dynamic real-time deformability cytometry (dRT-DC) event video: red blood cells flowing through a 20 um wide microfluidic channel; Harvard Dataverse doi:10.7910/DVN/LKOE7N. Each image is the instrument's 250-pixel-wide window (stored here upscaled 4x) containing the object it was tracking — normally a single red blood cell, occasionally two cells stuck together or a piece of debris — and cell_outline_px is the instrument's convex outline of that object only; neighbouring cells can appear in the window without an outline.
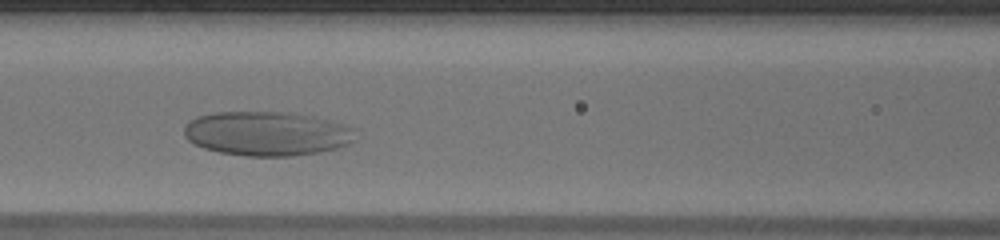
{"species": "human", "species_latin": "Homo sapiens", "temperature_condition": "warm", "stored_images_in_passage": 34, "camera_frame_rate_fps": 3000, "um_per_image_px": 0.085, "donor": {"sex": "male"}, "frame": {"image": 1, "passage_image": 12, "time_ms": 3.667, "image_size_px": [1000, 240], "cell_outline_px": [[352, 128], [348, 140], [344, 144], [332, 148], [316, 152], [288, 156], [248, 156], [220, 152], [204, 148], [188, 140], [184, 132], [184, 128], [196, 116], [216, 112], [288, 112]], "centroid_in_image_um": [22.5, 11.36], "position_along_channel_um": 144.1, "area_um2": 42.48}}
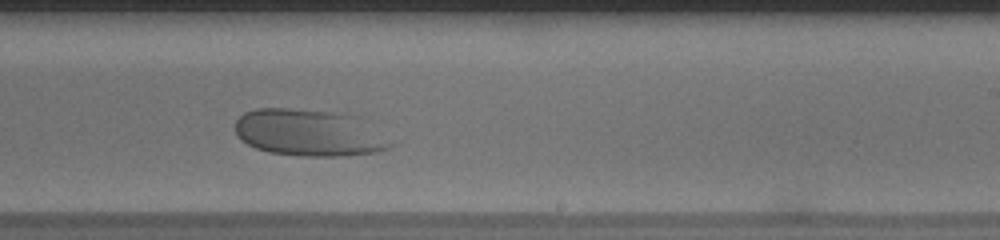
{"frame": {"image": 2, "passage_image": 21, "time_ms": 6.667, "image_size_px": [1000, 240], "cell_outline_px": [[384, 148], [376, 152], [344, 156], [304, 156], [272, 152], [256, 148], [248, 144], [236, 132], [236, 120], [244, 112], [256, 108], [288, 108], [328, 112], [340, 116]], "centroid_in_image_um": [25.74, 11.31], "position_along_channel_um": 263.3, "area_um2": 37.86}}
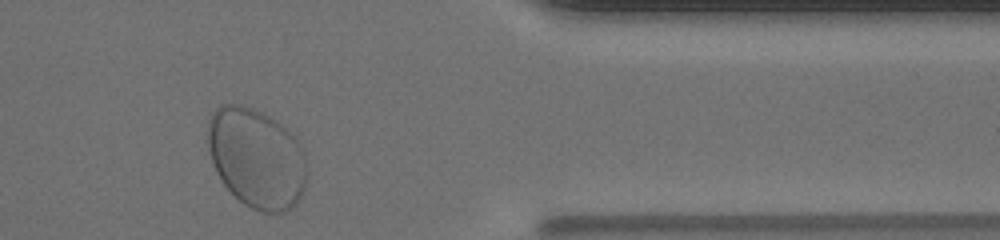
{"frame": {"image": 3, "passage_image": 32, "time_ms": 10.333, "image_size_px": [1000, 240], "cell_outline_px": [[304, 184], [300, 196], [296, 204], [284, 212], [264, 212], [252, 208], [244, 204], [224, 184], [216, 172], [212, 160], [208, 144], [208, 120], [216, 108], [220, 104], [240, 104], [272, 120], [284, 128], [296, 140], [304, 172]], "centroid_in_image_um": [21.72, 13.46], "position_along_channel_um": 389.7, "area_um2": 55.6}}